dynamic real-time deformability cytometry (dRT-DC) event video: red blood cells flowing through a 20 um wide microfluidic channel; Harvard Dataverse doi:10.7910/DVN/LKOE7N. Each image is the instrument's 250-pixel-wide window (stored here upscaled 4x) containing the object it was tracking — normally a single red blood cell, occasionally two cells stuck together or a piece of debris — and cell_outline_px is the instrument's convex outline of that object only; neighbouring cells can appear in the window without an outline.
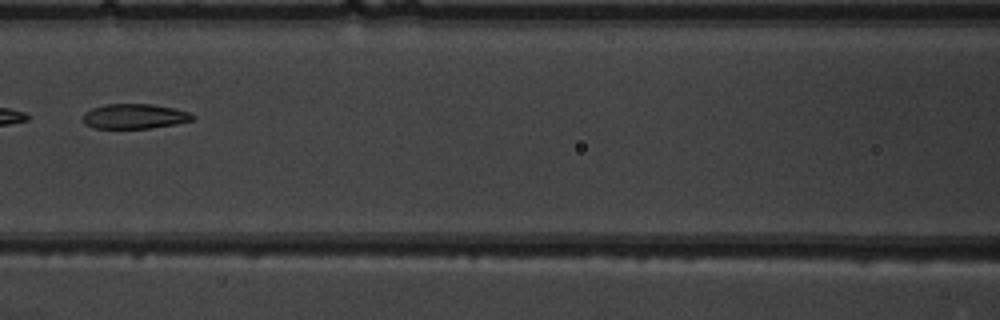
{"species": "common noctule bat (a hibernating species)", "species_latin": "Nyctalus noctula", "temperature_condition": "warm", "stored_images_in_passage": 8, "camera_frame_rate_fps": 3000, "um_per_image_px": 0.085, "animal": {"sex": "male", "body_mass_g": 19.5, "forearm_length_mm": 54.6}, "frame": {"image": 1, "passage_image": 6, "time_ms": 7.0, "image_size_px": [1000, 320], "cell_outline_px": [[196, 116], [192, 120], [176, 124], [148, 128], [92, 128], [84, 124], [84, 112], [92, 108], [104, 104], [152, 104], [176, 108], [188, 112]], "centroid_in_image_um": [11.43, 9.88], "position_along_channel_um": 155.2, "area_um2": 15.95}}
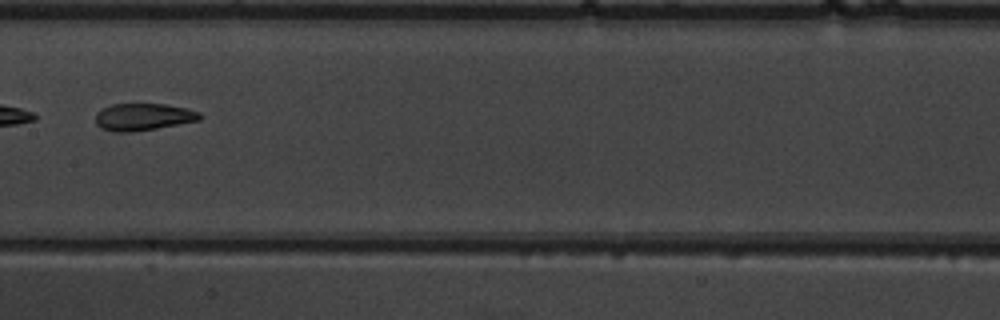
{"frame": {"image": 2, "passage_image": 7, "time_ms": 8.0, "image_size_px": [1000, 320], "cell_outline_px": [[204, 116], [200, 120], [156, 128], [132, 132], [112, 132], [100, 128], [96, 124], [96, 112], [100, 108], [112, 104], [164, 104], [188, 108], [200, 112]], "centroid_in_image_um": [12.16, 9.93], "position_along_channel_um": 195.2, "area_um2": 16.7}}
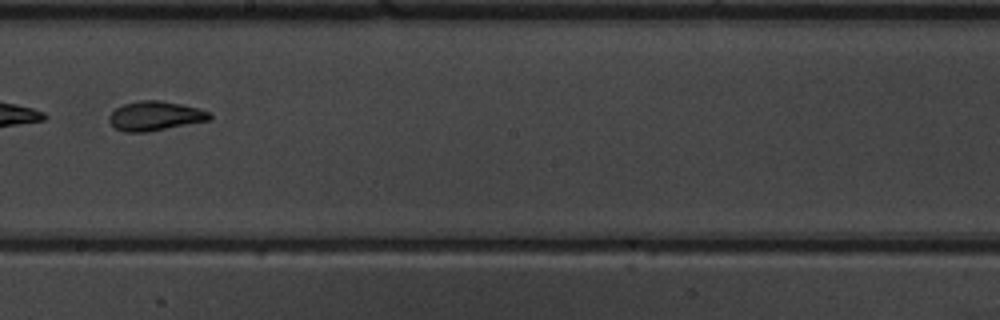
{"frame": {"image": 3, "passage_image": 8, "time_ms": 9.0, "image_size_px": [1000, 320], "cell_outline_px": [[212, 120], [144, 132], [124, 132], [116, 128], [108, 120], [108, 116], [116, 108], [124, 104], [140, 100], [160, 100], [200, 108], [212, 112]], "centroid_in_image_um": [13.23, 9.85], "position_along_channel_um": 235.0, "area_um2": 17.22}}